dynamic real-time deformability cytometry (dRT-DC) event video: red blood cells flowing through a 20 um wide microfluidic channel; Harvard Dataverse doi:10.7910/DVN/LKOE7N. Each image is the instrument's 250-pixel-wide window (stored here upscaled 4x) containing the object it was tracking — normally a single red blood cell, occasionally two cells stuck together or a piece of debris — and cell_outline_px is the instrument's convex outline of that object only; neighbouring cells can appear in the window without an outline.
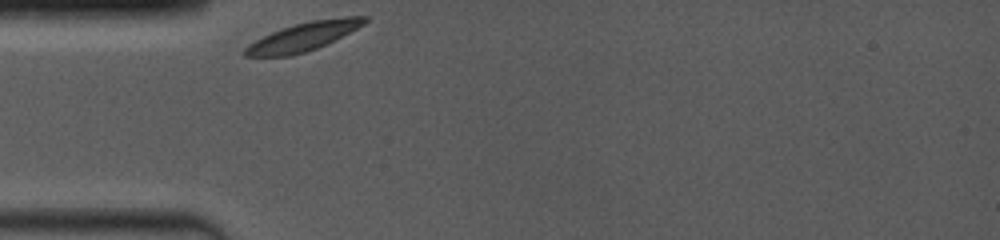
{"species": "common noctule bat (a hibernating species)", "species_latin": "Nyctalus noctula", "temperature_condition": "room temperature", "stored_images_in_passage": 13, "camera_frame_rate_fps": 4000, "um_per_image_px": 0.085, "animal": {"sex": "female", "body_mass_g": 19.0, "forearm_length_mm": 53.3}, "frame": {"image": 1, "passage_image": 1, "time_ms": 0.0, "image_size_px": [1000, 240], "cell_outline_px": [[368, 20], [364, 24], [316, 48], [292, 56], [244, 56], [244, 48], [248, 44], [272, 32], [292, 24], [312, 20], [344, 16], [368, 16]], "centroid_in_image_um": [25.76, 3.1], "position_along_channel_um": 59.2, "area_um2": 19.48}}
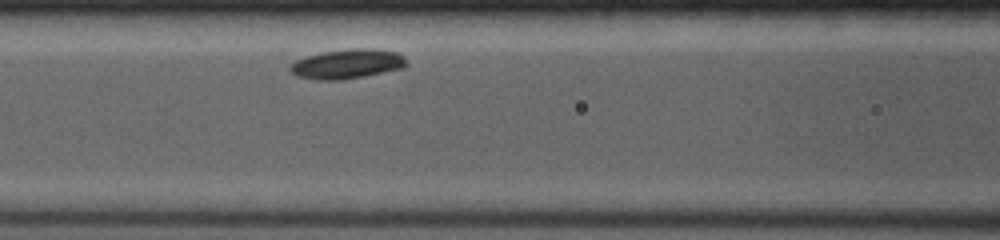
{"frame": {"image": 2, "passage_image": 7, "time_ms": 2.25, "image_size_px": [1000, 240], "cell_outline_px": [[408, 64], [404, 68], [364, 76], [340, 80], [312, 80], [296, 76], [288, 68], [296, 60], [320, 52], [348, 48], [372, 48], [400, 52], [404, 56]], "centroid_in_image_um": [29.54, 5.43], "position_along_channel_um": 137.1, "area_um2": 20.35}}
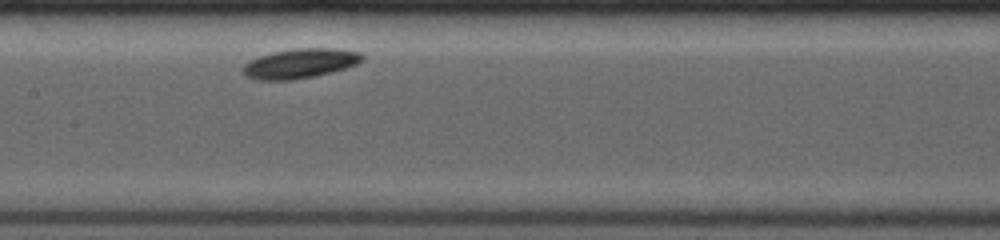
{"frame": {"image": 3, "passage_image": 12, "time_ms": 3.5, "image_size_px": [1000, 240], "cell_outline_px": [[364, 60], [356, 64], [332, 72], [292, 80], [260, 80], [248, 76], [240, 68], [244, 64], [260, 56], [272, 52], [296, 48], [336, 48], [360, 52], [364, 56]], "centroid_in_image_um": [25.53, 5.38], "position_along_channel_um": 181.9, "area_um2": 20.46}}